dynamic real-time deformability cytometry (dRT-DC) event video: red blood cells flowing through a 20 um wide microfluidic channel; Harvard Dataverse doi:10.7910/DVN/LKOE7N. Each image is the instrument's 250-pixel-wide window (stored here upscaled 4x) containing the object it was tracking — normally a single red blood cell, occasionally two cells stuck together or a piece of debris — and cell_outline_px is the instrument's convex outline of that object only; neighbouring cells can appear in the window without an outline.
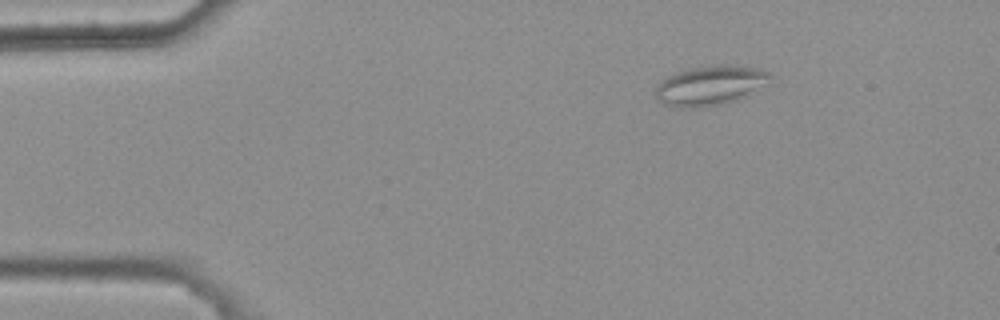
{"species": "common noctule bat (a hibernating species)", "species_latin": "Nyctalus noctula", "temperature_condition": "warm", "stored_images_in_passage": 3, "camera_frame_rate_fps": 3000, "um_per_image_px": 0.085, "animal": {"sex": "female", "body_mass_g": 25.1}, "frame": {"image": 1, "passage_image": 1, "time_ms": 0.0, "image_size_px": [1000, 320], "cell_outline_px": [[772, 76], [764, 84], [736, 100], [724, 104], [692, 108], [680, 108], [664, 104], [656, 96], [656, 84], [660, 80], [676, 72], [688, 68], [712, 64], [732, 64], [764, 68]], "centroid_in_image_um": [60.34, 7.23], "position_along_channel_um": 24.7, "area_um2": 26.65}}